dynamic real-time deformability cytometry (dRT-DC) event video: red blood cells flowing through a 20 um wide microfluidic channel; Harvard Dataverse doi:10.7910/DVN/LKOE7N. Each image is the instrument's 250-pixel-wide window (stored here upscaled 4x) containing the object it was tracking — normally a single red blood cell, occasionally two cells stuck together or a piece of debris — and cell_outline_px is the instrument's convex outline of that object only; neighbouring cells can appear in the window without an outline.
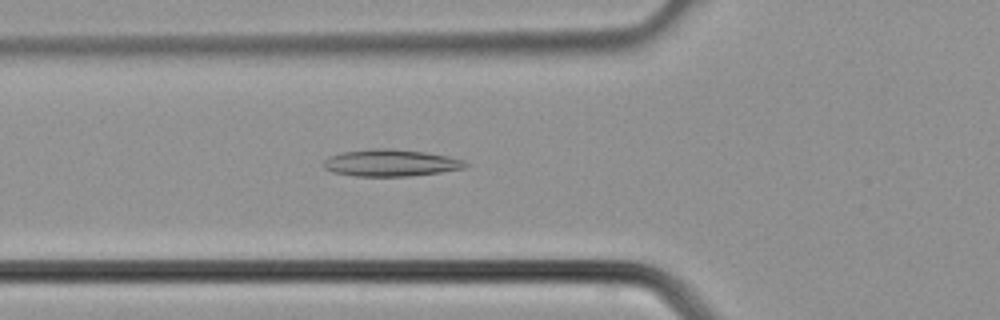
{"species": "common noctule bat (a hibernating species)", "species_latin": "Nyctalus noctula", "temperature_condition": "cold", "stored_images_in_passage": 35, "camera_frame_rate_fps": 3000, "um_per_image_px": 0.085, "animal": {"sex": "male", "body_mass_g": 21.5, "forearm_length_mm": 52.0}, "frame": {"image": 1, "passage_image": 10, "time_ms": 3.0, "image_size_px": [1000, 320], "cell_outline_px": [[468, 164], [464, 168], [440, 172], [408, 176], [356, 176], [332, 172], [324, 168], [324, 160], [328, 156], [340, 152], [372, 148], [392, 148], [424, 152], [448, 156], [464, 160]], "centroid_in_image_um": [33.17, 13.83], "position_along_channel_um": 92.6, "area_um2": 22.31}}
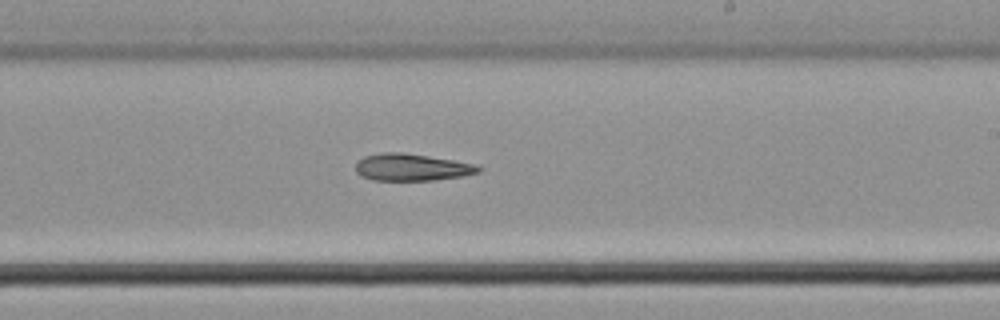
{"frame": {"image": 2, "passage_image": 19, "time_ms": 6.0, "image_size_px": [1000, 320], "cell_outline_px": [[484, 168], [480, 172], [464, 176], [432, 180], [372, 180], [360, 176], [356, 172], [356, 164], [364, 156], [380, 152], [404, 152], [476, 164]], "centroid_in_image_um": [35.01, 14.22], "position_along_channel_um": 254.0, "area_um2": 19.48}}
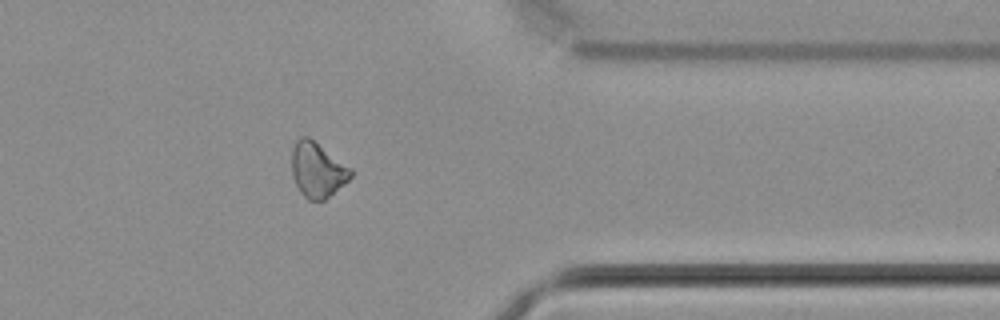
{"frame": {"image": 3, "passage_image": 27, "time_ms": 8.667, "image_size_px": [1000, 320], "cell_outline_px": [[352, 176], [344, 184], [324, 200], [308, 200], [300, 192], [292, 176], [292, 148], [296, 140], [300, 136], [308, 136], [352, 168]], "centroid_in_image_um": [26.97, 14.42], "position_along_channel_um": 384.4, "area_um2": 18.9}}